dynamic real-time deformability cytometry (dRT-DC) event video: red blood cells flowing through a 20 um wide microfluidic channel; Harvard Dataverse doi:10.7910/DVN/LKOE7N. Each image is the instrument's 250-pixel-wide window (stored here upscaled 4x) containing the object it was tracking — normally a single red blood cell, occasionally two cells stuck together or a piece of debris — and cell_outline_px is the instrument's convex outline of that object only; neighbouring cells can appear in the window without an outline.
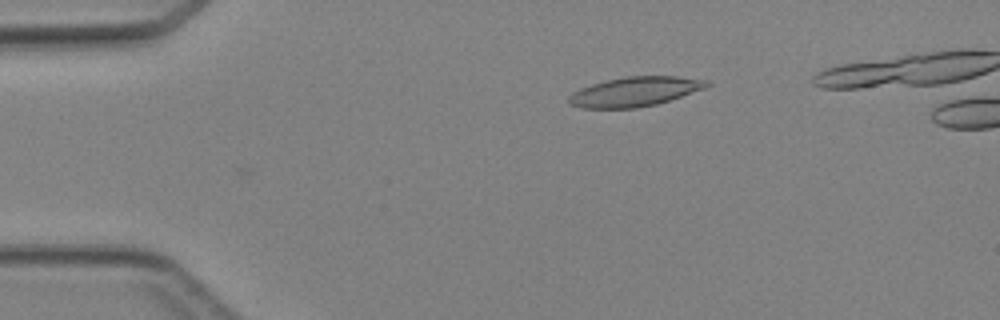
{"species": "Egyptian fruit bat (a non-hibernating species)", "species_latin": "Rousettus aegyptiacus", "temperature_condition": "cold", "stored_images_in_passage": 29, "camera_frame_rate_fps": 3000, "um_per_image_px": 0.085, "animal": {"sex": "female"}, "frame": {"image": 1, "passage_image": 2, "time_ms": 0.333, "image_size_px": [1000, 320], "cell_outline_px": [[712, 84], [704, 88], [656, 104], [636, 108], [580, 108], [572, 104], [568, 100], [568, 96], [572, 92], [580, 88], [592, 84], [624, 76], [676, 76], [708, 80]], "centroid_in_image_um": [53.94, 7.78], "position_along_channel_um": 31.1, "area_um2": 23.52}}
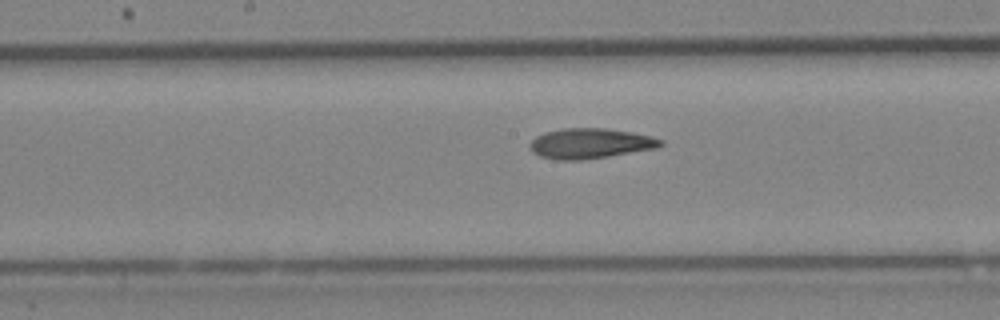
{"frame": {"image": 2, "passage_image": 17, "time_ms": 5.333, "image_size_px": [1000, 320], "cell_outline_px": [[664, 144], [656, 148], [608, 156], [580, 160], [556, 160], [540, 156], [532, 152], [528, 144], [536, 136], [544, 132], [564, 128], [604, 128], [632, 132], [664, 140]], "centroid_in_image_um": [50.13, 12.19], "position_along_channel_um": 198.1, "area_um2": 22.95}}
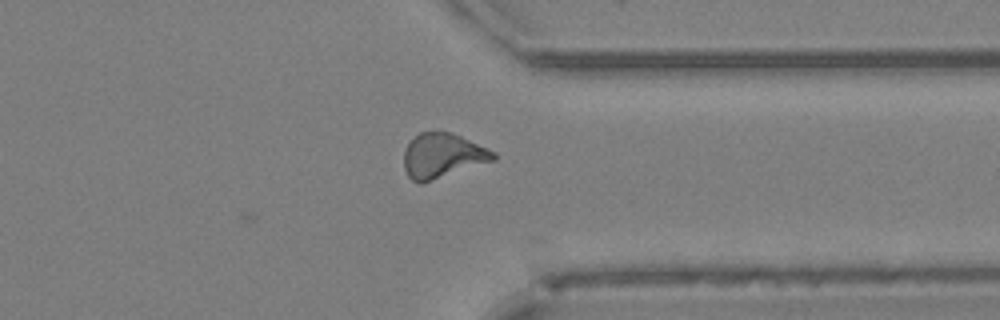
{"frame": {"image": 3, "passage_image": 29, "time_ms": 9.333, "image_size_px": [1000, 320], "cell_outline_px": [[496, 160], [420, 184], [412, 180], [408, 176], [404, 168], [404, 152], [408, 144], [420, 132], [452, 132], [488, 148], [496, 152]], "centroid_in_image_um": [37.64, 13.24], "position_along_channel_um": 373.8, "area_um2": 23.24}}